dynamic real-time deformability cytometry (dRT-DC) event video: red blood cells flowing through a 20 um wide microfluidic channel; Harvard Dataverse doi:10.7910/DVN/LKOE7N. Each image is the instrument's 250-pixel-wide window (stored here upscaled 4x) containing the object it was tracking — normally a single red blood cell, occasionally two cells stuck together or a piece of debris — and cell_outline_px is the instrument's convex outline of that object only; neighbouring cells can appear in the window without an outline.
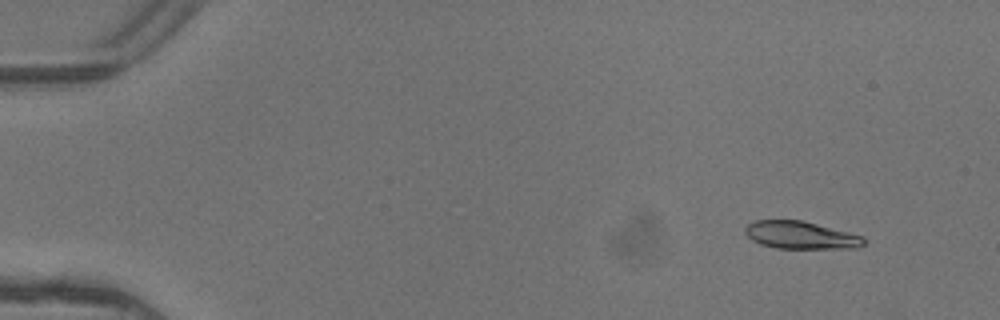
{"species": "common noctule bat (a hibernating species)", "species_latin": "Nyctalus noctula", "temperature_condition": "warm", "stored_images_in_passage": 4, "camera_frame_rate_fps": 3000, "um_per_image_px": 0.085, "animal": {"sex": "female"}, "frame": {"image": 1, "passage_image": 1, "time_ms": 0.0, "image_size_px": [1000, 320], "cell_outline_px": [[868, 240], [860, 248], [776, 248], [760, 244], [752, 240], [744, 232], [744, 228], [752, 220], [804, 220], [864, 236]], "centroid_in_image_um": [68.09, 19.98], "position_along_channel_um": 16.9, "area_um2": 19.36}}
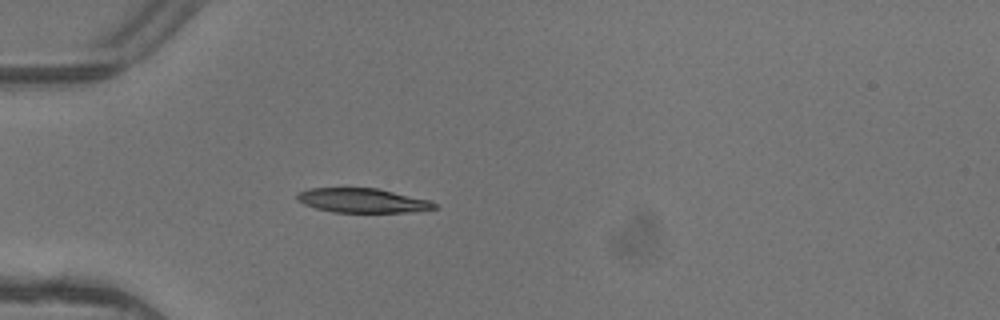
{"frame": {"image": 2, "passage_image": 4, "time_ms": 1.0, "image_size_px": [1000, 320], "cell_outline_px": [[436, 208], [412, 212], [332, 212], [316, 208], [304, 204], [296, 200], [296, 192], [308, 188], [376, 188], [428, 200], [436, 204]], "centroid_in_image_um": [30.73, 17.04], "position_along_channel_um": 54.3, "area_um2": 19.36}}